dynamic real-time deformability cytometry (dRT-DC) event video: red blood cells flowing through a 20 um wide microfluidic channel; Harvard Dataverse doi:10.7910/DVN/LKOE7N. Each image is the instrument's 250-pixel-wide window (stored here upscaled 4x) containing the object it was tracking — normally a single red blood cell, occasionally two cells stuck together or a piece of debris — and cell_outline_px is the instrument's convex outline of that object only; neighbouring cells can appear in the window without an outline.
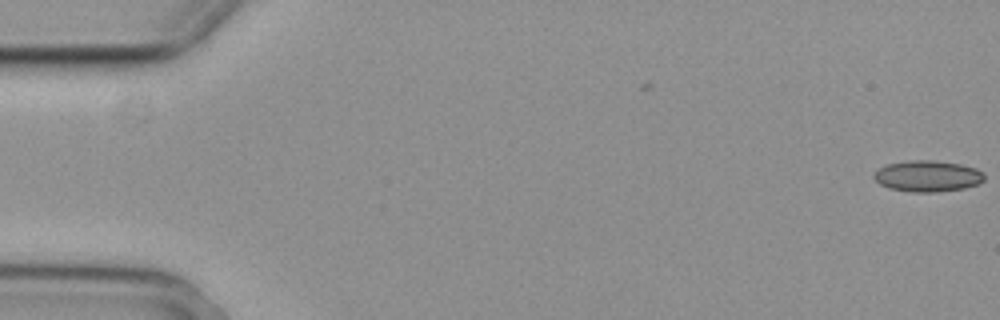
{"species": "common noctule bat (a hibernating species)", "species_latin": "Nyctalus noctula", "temperature_condition": "cold", "stored_images_in_passage": 2, "camera_frame_rate_fps": 3000, "um_per_image_px": 0.085, "animal": {"sex": "female", "body_mass_g": 29.2, "forearm_length_mm": 56.3}, "frame": {"image": 1, "passage_image": 2, "time_ms": 0.333, "image_size_px": [1000, 320], "cell_outline_px": [[984, 180], [980, 184], [964, 188], [936, 192], [912, 192], [888, 188], [880, 184], [872, 176], [876, 168], [884, 164], [908, 160], [932, 160], [960, 164], [976, 168], [984, 172]], "centroid_in_image_um": [78.82, 14.96], "position_along_channel_um": 6.2, "area_um2": 20.4}}